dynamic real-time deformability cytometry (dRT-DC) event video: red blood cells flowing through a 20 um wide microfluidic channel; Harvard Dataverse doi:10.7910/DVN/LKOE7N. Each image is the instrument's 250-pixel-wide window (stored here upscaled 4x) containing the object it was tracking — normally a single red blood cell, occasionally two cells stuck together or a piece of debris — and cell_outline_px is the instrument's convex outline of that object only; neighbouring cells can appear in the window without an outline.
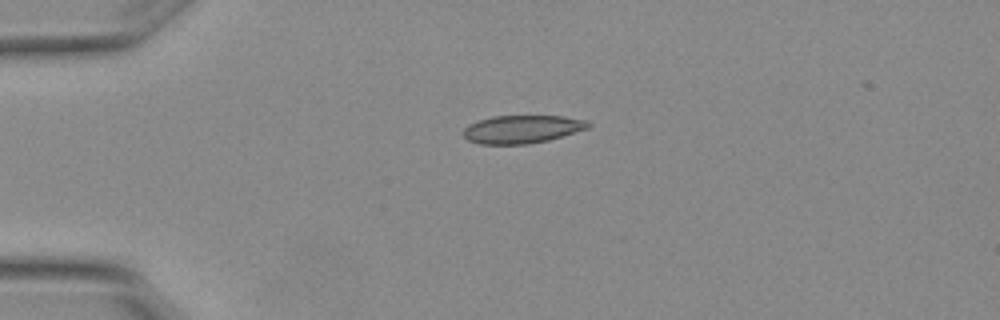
{"species": "Egyptian fruit bat (a non-hibernating species)", "species_latin": "Rousettus aegyptiacus", "temperature_condition": "warm", "stored_images_in_passage": 6, "camera_frame_rate_fps": 3000, "um_per_image_px": 0.085, "animal": {"sex": "female"}, "frame": {"image": 1, "passage_image": 4, "time_ms": 1.0, "image_size_px": [1000, 320], "cell_outline_px": [[592, 124], [588, 128], [548, 140], [528, 144], [480, 144], [468, 140], [464, 136], [464, 128], [468, 124], [492, 116], [560, 116], [588, 120]], "centroid_in_image_um": [44.38, 10.98], "position_along_channel_um": 40.6, "area_um2": 20.29}}
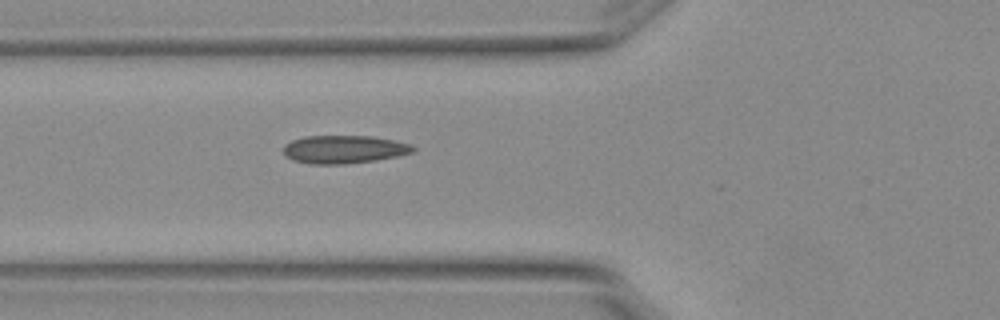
{"frame": {"image": 2, "passage_image": 6, "time_ms": 1.667, "image_size_px": [1000, 320], "cell_outline_px": [[416, 152], [376, 160], [344, 164], [312, 164], [292, 160], [284, 156], [284, 144], [292, 140], [304, 136], [372, 136], [412, 144], [416, 148]], "centroid_in_image_um": [29.24, 12.69], "position_along_channel_um": 96.6, "area_um2": 21.33}}